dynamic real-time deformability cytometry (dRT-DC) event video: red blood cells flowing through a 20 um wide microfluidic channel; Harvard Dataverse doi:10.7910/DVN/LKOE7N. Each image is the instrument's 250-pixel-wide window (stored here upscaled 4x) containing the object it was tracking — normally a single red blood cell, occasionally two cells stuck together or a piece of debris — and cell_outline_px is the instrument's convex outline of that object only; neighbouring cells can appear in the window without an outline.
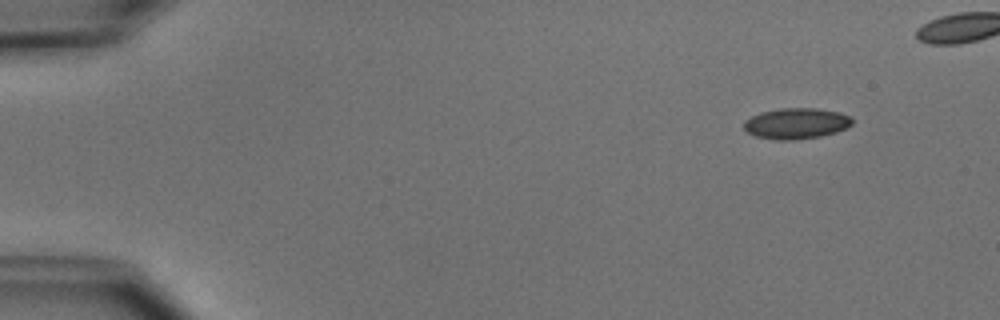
{"species": "common noctule bat (a hibernating species)", "species_latin": "Nyctalus noctula", "temperature_condition": "cold", "stored_images_in_passage": 5, "camera_frame_rate_fps": 3000, "um_per_image_px": 0.085, "animal": {"sex": "male", "body_mass_g": 15.6}, "frame": {"image": 1, "passage_image": 1, "time_ms": 0.0, "image_size_px": [1000, 320], "cell_outline_px": [[852, 124], [836, 132], [820, 136], [792, 140], [776, 140], [756, 136], [748, 132], [744, 128], [744, 120], [760, 112], [780, 108], [816, 108], [840, 112], [848, 116], [852, 120]], "centroid_in_image_um": [67.65, 10.48], "position_along_channel_um": 17.3, "area_um2": 19.36}}